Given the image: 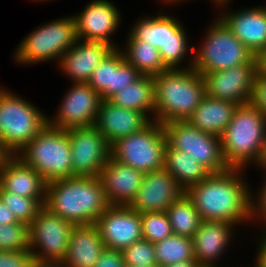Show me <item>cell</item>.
<instances>
[{
    "label": "cell",
    "instance_id": "cell-17",
    "mask_svg": "<svg viewBox=\"0 0 266 267\" xmlns=\"http://www.w3.org/2000/svg\"><path fill=\"white\" fill-rule=\"evenodd\" d=\"M185 191L164 168L145 173L138 193L128 205L141 213L166 211Z\"/></svg>",
    "mask_w": 266,
    "mask_h": 267
},
{
    "label": "cell",
    "instance_id": "cell-21",
    "mask_svg": "<svg viewBox=\"0 0 266 267\" xmlns=\"http://www.w3.org/2000/svg\"><path fill=\"white\" fill-rule=\"evenodd\" d=\"M143 176V172L110 157L99 179L110 205L128 206L138 193Z\"/></svg>",
    "mask_w": 266,
    "mask_h": 267
},
{
    "label": "cell",
    "instance_id": "cell-31",
    "mask_svg": "<svg viewBox=\"0 0 266 267\" xmlns=\"http://www.w3.org/2000/svg\"><path fill=\"white\" fill-rule=\"evenodd\" d=\"M166 212L174 235L193 238L202 220L191 199L185 193L169 206Z\"/></svg>",
    "mask_w": 266,
    "mask_h": 267
},
{
    "label": "cell",
    "instance_id": "cell-45",
    "mask_svg": "<svg viewBox=\"0 0 266 267\" xmlns=\"http://www.w3.org/2000/svg\"><path fill=\"white\" fill-rule=\"evenodd\" d=\"M256 165H260V167L264 168V170L266 171V131H265V136L263 140L262 151L260 153V157Z\"/></svg>",
    "mask_w": 266,
    "mask_h": 267
},
{
    "label": "cell",
    "instance_id": "cell-4",
    "mask_svg": "<svg viewBox=\"0 0 266 267\" xmlns=\"http://www.w3.org/2000/svg\"><path fill=\"white\" fill-rule=\"evenodd\" d=\"M265 131L266 118L260 110L250 103L237 106L220 137L222 155L229 168L243 169L251 161L258 163Z\"/></svg>",
    "mask_w": 266,
    "mask_h": 267
},
{
    "label": "cell",
    "instance_id": "cell-7",
    "mask_svg": "<svg viewBox=\"0 0 266 267\" xmlns=\"http://www.w3.org/2000/svg\"><path fill=\"white\" fill-rule=\"evenodd\" d=\"M209 29L204 43L186 68H193L202 75L249 64L255 58L219 18Z\"/></svg>",
    "mask_w": 266,
    "mask_h": 267
},
{
    "label": "cell",
    "instance_id": "cell-6",
    "mask_svg": "<svg viewBox=\"0 0 266 267\" xmlns=\"http://www.w3.org/2000/svg\"><path fill=\"white\" fill-rule=\"evenodd\" d=\"M47 116L34 105L0 88V141L19 152L47 125Z\"/></svg>",
    "mask_w": 266,
    "mask_h": 267
},
{
    "label": "cell",
    "instance_id": "cell-37",
    "mask_svg": "<svg viewBox=\"0 0 266 267\" xmlns=\"http://www.w3.org/2000/svg\"><path fill=\"white\" fill-rule=\"evenodd\" d=\"M35 263L31 249L0 250V267H33Z\"/></svg>",
    "mask_w": 266,
    "mask_h": 267
},
{
    "label": "cell",
    "instance_id": "cell-13",
    "mask_svg": "<svg viewBox=\"0 0 266 267\" xmlns=\"http://www.w3.org/2000/svg\"><path fill=\"white\" fill-rule=\"evenodd\" d=\"M71 144L72 177H95L111 157V145L93 126L67 130Z\"/></svg>",
    "mask_w": 266,
    "mask_h": 267
},
{
    "label": "cell",
    "instance_id": "cell-49",
    "mask_svg": "<svg viewBox=\"0 0 266 267\" xmlns=\"http://www.w3.org/2000/svg\"><path fill=\"white\" fill-rule=\"evenodd\" d=\"M163 1L168 2V3L170 2L171 4V3H174L175 1L178 2L179 0H163Z\"/></svg>",
    "mask_w": 266,
    "mask_h": 267
},
{
    "label": "cell",
    "instance_id": "cell-40",
    "mask_svg": "<svg viewBox=\"0 0 266 267\" xmlns=\"http://www.w3.org/2000/svg\"><path fill=\"white\" fill-rule=\"evenodd\" d=\"M266 174V173H265ZM266 180V179H265ZM261 192V193H260ZM258 200L254 202L252 199V218L255 219L254 215L260 217L262 220L266 221V181L262 186L261 191L258 192ZM256 203V204H255Z\"/></svg>",
    "mask_w": 266,
    "mask_h": 267
},
{
    "label": "cell",
    "instance_id": "cell-15",
    "mask_svg": "<svg viewBox=\"0 0 266 267\" xmlns=\"http://www.w3.org/2000/svg\"><path fill=\"white\" fill-rule=\"evenodd\" d=\"M100 102V95L88 83H74L63 98L56 118L47 117V123L64 130L93 126Z\"/></svg>",
    "mask_w": 266,
    "mask_h": 267
},
{
    "label": "cell",
    "instance_id": "cell-5",
    "mask_svg": "<svg viewBox=\"0 0 266 267\" xmlns=\"http://www.w3.org/2000/svg\"><path fill=\"white\" fill-rule=\"evenodd\" d=\"M16 156L34 168L47 183L72 177L67 130L47 124Z\"/></svg>",
    "mask_w": 266,
    "mask_h": 267
},
{
    "label": "cell",
    "instance_id": "cell-8",
    "mask_svg": "<svg viewBox=\"0 0 266 267\" xmlns=\"http://www.w3.org/2000/svg\"><path fill=\"white\" fill-rule=\"evenodd\" d=\"M166 146L163 125L152 121L141 131L112 144L111 157L145 174L164 168Z\"/></svg>",
    "mask_w": 266,
    "mask_h": 267
},
{
    "label": "cell",
    "instance_id": "cell-19",
    "mask_svg": "<svg viewBox=\"0 0 266 267\" xmlns=\"http://www.w3.org/2000/svg\"><path fill=\"white\" fill-rule=\"evenodd\" d=\"M114 48L92 72L88 84L100 95L101 100H109L120 89L135 82L142 74L124 58L122 51Z\"/></svg>",
    "mask_w": 266,
    "mask_h": 267
},
{
    "label": "cell",
    "instance_id": "cell-2",
    "mask_svg": "<svg viewBox=\"0 0 266 267\" xmlns=\"http://www.w3.org/2000/svg\"><path fill=\"white\" fill-rule=\"evenodd\" d=\"M44 206L73 225L93 224L110 206L99 176L47 183Z\"/></svg>",
    "mask_w": 266,
    "mask_h": 267
},
{
    "label": "cell",
    "instance_id": "cell-39",
    "mask_svg": "<svg viewBox=\"0 0 266 267\" xmlns=\"http://www.w3.org/2000/svg\"><path fill=\"white\" fill-rule=\"evenodd\" d=\"M94 267H126L122 251L105 248Z\"/></svg>",
    "mask_w": 266,
    "mask_h": 267
},
{
    "label": "cell",
    "instance_id": "cell-30",
    "mask_svg": "<svg viewBox=\"0 0 266 267\" xmlns=\"http://www.w3.org/2000/svg\"><path fill=\"white\" fill-rule=\"evenodd\" d=\"M126 44V51L122 52L125 60L142 75L155 76L168 70L161 59L159 49L148 42L132 39L129 36Z\"/></svg>",
    "mask_w": 266,
    "mask_h": 267
},
{
    "label": "cell",
    "instance_id": "cell-46",
    "mask_svg": "<svg viewBox=\"0 0 266 267\" xmlns=\"http://www.w3.org/2000/svg\"><path fill=\"white\" fill-rule=\"evenodd\" d=\"M166 267H202L196 260H189L168 265Z\"/></svg>",
    "mask_w": 266,
    "mask_h": 267
},
{
    "label": "cell",
    "instance_id": "cell-32",
    "mask_svg": "<svg viewBox=\"0 0 266 267\" xmlns=\"http://www.w3.org/2000/svg\"><path fill=\"white\" fill-rule=\"evenodd\" d=\"M158 267L195 260L192 238L174 235L154 244Z\"/></svg>",
    "mask_w": 266,
    "mask_h": 267
},
{
    "label": "cell",
    "instance_id": "cell-20",
    "mask_svg": "<svg viewBox=\"0 0 266 267\" xmlns=\"http://www.w3.org/2000/svg\"><path fill=\"white\" fill-rule=\"evenodd\" d=\"M144 113L101 100L94 126L112 145L118 139L141 131L152 120Z\"/></svg>",
    "mask_w": 266,
    "mask_h": 267
},
{
    "label": "cell",
    "instance_id": "cell-25",
    "mask_svg": "<svg viewBox=\"0 0 266 267\" xmlns=\"http://www.w3.org/2000/svg\"><path fill=\"white\" fill-rule=\"evenodd\" d=\"M233 226L227 222L201 221L192 240L195 260L202 267H217L214 260L229 246Z\"/></svg>",
    "mask_w": 266,
    "mask_h": 267
},
{
    "label": "cell",
    "instance_id": "cell-28",
    "mask_svg": "<svg viewBox=\"0 0 266 267\" xmlns=\"http://www.w3.org/2000/svg\"><path fill=\"white\" fill-rule=\"evenodd\" d=\"M164 169L174 177L184 191L200 183L210 174L189 154L168 145L165 149Z\"/></svg>",
    "mask_w": 266,
    "mask_h": 267
},
{
    "label": "cell",
    "instance_id": "cell-44",
    "mask_svg": "<svg viewBox=\"0 0 266 267\" xmlns=\"http://www.w3.org/2000/svg\"><path fill=\"white\" fill-rule=\"evenodd\" d=\"M33 267H66L63 262L35 261Z\"/></svg>",
    "mask_w": 266,
    "mask_h": 267
},
{
    "label": "cell",
    "instance_id": "cell-36",
    "mask_svg": "<svg viewBox=\"0 0 266 267\" xmlns=\"http://www.w3.org/2000/svg\"><path fill=\"white\" fill-rule=\"evenodd\" d=\"M126 266H158L154 244L141 239L123 251Z\"/></svg>",
    "mask_w": 266,
    "mask_h": 267
},
{
    "label": "cell",
    "instance_id": "cell-23",
    "mask_svg": "<svg viewBox=\"0 0 266 267\" xmlns=\"http://www.w3.org/2000/svg\"><path fill=\"white\" fill-rule=\"evenodd\" d=\"M80 39L66 51L58 62L74 83H87L97 65L114 49L106 42ZM82 43V44H81Z\"/></svg>",
    "mask_w": 266,
    "mask_h": 267
},
{
    "label": "cell",
    "instance_id": "cell-26",
    "mask_svg": "<svg viewBox=\"0 0 266 267\" xmlns=\"http://www.w3.org/2000/svg\"><path fill=\"white\" fill-rule=\"evenodd\" d=\"M104 242L95 223L72 227L68 251L62 261L66 267H94Z\"/></svg>",
    "mask_w": 266,
    "mask_h": 267
},
{
    "label": "cell",
    "instance_id": "cell-43",
    "mask_svg": "<svg viewBox=\"0 0 266 267\" xmlns=\"http://www.w3.org/2000/svg\"><path fill=\"white\" fill-rule=\"evenodd\" d=\"M13 155L6 149L3 142L0 141V170L5 166V163L12 157Z\"/></svg>",
    "mask_w": 266,
    "mask_h": 267
},
{
    "label": "cell",
    "instance_id": "cell-11",
    "mask_svg": "<svg viewBox=\"0 0 266 267\" xmlns=\"http://www.w3.org/2000/svg\"><path fill=\"white\" fill-rule=\"evenodd\" d=\"M160 14L137 21L129 36L159 49L164 65L168 69H177L186 51L195 50V47H187L185 31L176 18Z\"/></svg>",
    "mask_w": 266,
    "mask_h": 267
},
{
    "label": "cell",
    "instance_id": "cell-48",
    "mask_svg": "<svg viewBox=\"0 0 266 267\" xmlns=\"http://www.w3.org/2000/svg\"><path fill=\"white\" fill-rule=\"evenodd\" d=\"M227 1H228V0H213V2H215V4L217 3L216 5H219V4H220V6L226 4ZM223 3H224V4H223Z\"/></svg>",
    "mask_w": 266,
    "mask_h": 267
},
{
    "label": "cell",
    "instance_id": "cell-42",
    "mask_svg": "<svg viewBox=\"0 0 266 267\" xmlns=\"http://www.w3.org/2000/svg\"><path fill=\"white\" fill-rule=\"evenodd\" d=\"M266 233V232H265ZM259 245V251L256 259L255 267H266V234L263 235Z\"/></svg>",
    "mask_w": 266,
    "mask_h": 267
},
{
    "label": "cell",
    "instance_id": "cell-10",
    "mask_svg": "<svg viewBox=\"0 0 266 267\" xmlns=\"http://www.w3.org/2000/svg\"><path fill=\"white\" fill-rule=\"evenodd\" d=\"M162 125L169 147L186 152L210 173L229 169L222 155L220 137L198 130L189 121H170Z\"/></svg>",
    "mask_w": 266,
    "mask_h": 267
},
{
    "label": "cell",
    "instance_id": "cell-27",
    "mask_svg": "<svg viewBox=\"0 0 266 267\" xmlns=\"http://www.w3.org/2000/svg\"><path fill=\"white\" fill-rule=\"evenodd\" d=\"M237 104L204 96L192 116L187 120L205 133L221 137L232 120Z\"/></svg>",
    "mask_w": 266,
    "mask_h": 267
},
{
    "label": "cell",
    "instance_id": "cell-14",
    "mask_svg": "<svg viewBox=\"0 0 266 267\" xmlns=\"http://www.w3.org/2000/svg\"><path fill=\"white\" fill-rule=\"evenodd\" d=\"M259 70V60L255 57L249 64L202 74L206 95L237 105L247 104L251 98L255 75Z\"/></svg>",
    "mask_w": 266,
    "mask_h": 267
},
{
    "label": "cell",
    "instance_id": "cell-29",
    "mask_svg": "<svg viewBox=\"0 0 266 267\" xmlns=\"http://www.w3.org/2000/svg\"><path fill=\"white\" fill-rule=\"evenodd\" d=\"M109 101L116 106L144 113L147 117V112L155 114L153 76L141 75L135 82L120 89Z\"/></svg>",
    "mask_w": 266,
    "mask_h": 267
},
{
    "label": "cell",
    "instance_id": "cell-9",
    "mask_svg": "<svg viewBox=\"0 0 266 267\" xmlns=\"http://www.w3.org/2000/svg\"><path fill=\"white\" fill-rule=\"evenodd\" d=\"M75 21L72 17L60 18L35 29L19 44L15 61L32 64L57 58L68 51L77 41Z\"/></svg>",
    "mask_w": 266,
    "mask_h": 267
},
{
    "label": "cell",
    "instance_id": "cell-3",
    "mask_svg": "<svg viewBox=\"0 0 266 267\" xmlns=\"http://www.w3.org/2000/svg\"><path fill=\"white\" fill-rule=\"evenodd\" d=\"M153 78L155 117L151 118L161 124L187 121L206 95L202 75L193 68L168 69Z\"/></svg>",
    "mask_w": 266,
    "mask_h": 267
},
{
    "label": "cell",
    "instance_id": "cell-22",
    "mask_svg": "<svg viewBox=\"0 0 266 267\" xmlns=\"http://www.w3.org/2000/svg\"><path fill=\"white\" fill-rule=\"evenodd\" d=\"M254 55L266 50V7H252L219 17Z\"/></svg>",
    "mask_w": 266,
    "mask_h": 267
},
{
    "label": "cell",
    "instance_id": "cell-50",
    "mask_svg": "<svg viewBox=\"0 0 266 267\" xmlns=\"http://www.w3.org/2000/svg\"><path fill=\"white\" fill-rule=\"evenodd\" d=\"M126 267H158V266H126Z\"/></svg>",
    "mask_w": 266,
    "mask_h": 267
},
{
    "label": "cell",
    "instance_id": "cell-18",
    "mask_svg": "<svg viewBox=\"0 0 266 267\" xmlns=\"http://www.w3.org/2000/svg\"><path fill=\"white\" fill-rule=\"evenodd\" d=\"M73 18L77 39L106 42L117 48L109 37L121 21L120 13L113 3L108 0H92L79 15Z\"/></svg>",
    "mask_w": 266,
    "mask_h": 267
},
{
    "label": "cell",
    "instance_id": "cell-16",
    "mask_svg": "<svg viewBox=\"0 0 266 267\" xmlns=\"http://www.w3.org/2000/svg\"><path fill=\"white\" fill-rule=\"evenodd\" d=\"M95 224L108 249L123 251L143 239L141 214L129 206L110 205Z\"/></svg>",
    "mask_w": 266,
    "mask_h": 267
},
{
    "label": "cell",
    "instance_id": "cell-1",
    "mask_svg": "<svg viewBox=\"0 0 266 267\" xmlns=\"http://www.w3.org/2000/svg\"><path fill=\"white\" fill-rule=\"evenodd\" d=\"M241 170L229 168L225 172L210 173L185 191L201 220L236 225L252 218V196L240 176Z\"/></svg>",
    "mask_w": 266,
    "mask_h": 267
},
{
    "label": "cell",
    "instance_id": "cell-35",
    "mask_svg": "<svg viewBox=\"0 0 266 267\" xmlns=\"http://www.w3.org/2000/svg\"><path fill=\"white\" fill-rule=\"evenodd\" d=\"M30 249L29 225L23 222L0 225V250Z\"/></svg>",
    "mask_w": 266,
    "mask_h": 267
},
{
    "label": "cell",
    "instance_id": "cell-34",
    "mask_svg": "<svg viewBox=\"0 0 266 267\" xmlns=\"http://www.w3.org/2000/svg\"><path fill=\"white\" fill-rule=\"evenodd\" d=\"M141 229L143 239L153 244L173 234L166 211L141 213Z\"/></svg>",
    "mask_w": 266,
    "mask_h": 267
},
{
    "label": "cell",
    "instance_id": "cell-47",
    "mask_svg": "<svg viewBox=\"0 0 266 267\" xmlns=\"http://www.w3.org/2000/svg\"><path fill=\"white\" fill-rule=\"evenodd\" d=\"M258 60L260 70L266 73V50L258 57Z\"/></svg>",
    "mask_w": 266,
    "mask_h": 267
},
{
    "label": "cell",
    "instance_id": "cell-38",
    "mask_svg": "<svg viewBox=\"0 0 266 267\" xmlns=\"http://www.w3.org/2000/svg\"><path fill=\"white\" fill-rule=\"evenodd\" d=\"M249 103L260 110L266 118V73L261 70L255 75Z\"/></svg>",
    "mask_w": 266,
    "mask_h": 267
},
{
    "label": "cell",
    "instance_id": "cell-41",
    "mask_svg": "<svg viewBox=\"0 0 266 267\" xmlns=\"http://www.w3.org/2000/svg\"><path fill=\"white\" fill-rule=\"evenodd\" d=\"M19 222L10 211V208L6 206L0 199V225H8Z\"/></svg>",
    "mask_w": 266,
    "mask_h": 267
},
{
    "label": "cell",
    "instance_id": "cell-33",
    "mask_svg": "<svg viewBox=\"0 0 266 267\" xmlns=\"http://www.w3.org/2000/svg\"><path fill=\"white\" fill-rule=\"evenodd\" d=\"M1 201L10 208L19 222L31 224L37 216L39 209L44 205L45 199H33L16 195L0 188Z\"/></svg>",
    "mask_w": 266,
    "mask_h": 267
},
{
    "label": "cell",
    "instance_id": "cell-12",
    "mask_svg": "<svg viewBox=\"0 0 266 267\" xmlns=\"http://www.w3.org/2000/svg\"><path fill=\"white\" fill-rule=\"evenodd\" d=\"M73 226L43 205L29 225L30 249L35 261L62 262Z\"/></svg>",
    "mask_w": 266,
    "mask_h": 267
},
{
    "label": "cell",
    "instance_id": "cell-24",
    "mask_svg": "<svg viewBox=\"0 0 266 267\" xmlns=\"http://www.w3.org/2000/svg\"><path fill=\"white\" fill-rule=\"evenodd\" d=\"M46 187L44 178L16 155L0 170V188L7 192L26 198L45 199Z\"/></svg>",
    "mask_w": 266,
    "mask_h": 267
}]
</instances>
